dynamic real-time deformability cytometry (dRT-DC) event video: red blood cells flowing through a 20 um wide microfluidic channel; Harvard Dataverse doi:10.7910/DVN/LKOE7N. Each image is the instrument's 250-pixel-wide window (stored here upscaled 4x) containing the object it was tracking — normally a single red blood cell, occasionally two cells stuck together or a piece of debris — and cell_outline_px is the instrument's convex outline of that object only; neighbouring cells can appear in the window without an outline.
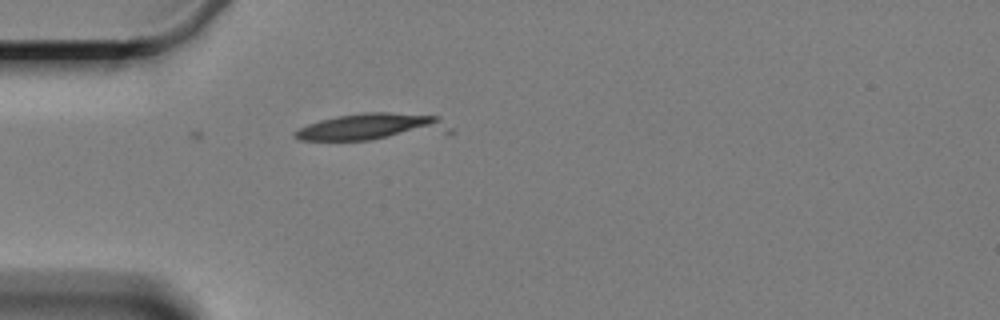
{"species": "Egyptian fruit bat (a non-hibernating species)", "species_latin": "Rousettus aegyptiacus", "temperature_condition": "cold", "stored_images_in_passage": 5, "camera_frame_rate_fps": 3000, "um_per_image_px": 0.085, "animal": {"sex": "female"}, "frame": {"image": 1, "passage_image": 5, "time_ms": 5.667, "image_size_px": [1000, 320], "cell_outline_px": [[452, 132], [372, 140], [296, 140], [292, 136], [292, 132], [308, 124], [320, 120], [336, 116], [364, 112], [388, 112], [440, 116], [452, 128]], "centroid_in_image_um": [31.64, 10.78], "position_along_channel_um": 53.4, "area_um2": 24.57}}